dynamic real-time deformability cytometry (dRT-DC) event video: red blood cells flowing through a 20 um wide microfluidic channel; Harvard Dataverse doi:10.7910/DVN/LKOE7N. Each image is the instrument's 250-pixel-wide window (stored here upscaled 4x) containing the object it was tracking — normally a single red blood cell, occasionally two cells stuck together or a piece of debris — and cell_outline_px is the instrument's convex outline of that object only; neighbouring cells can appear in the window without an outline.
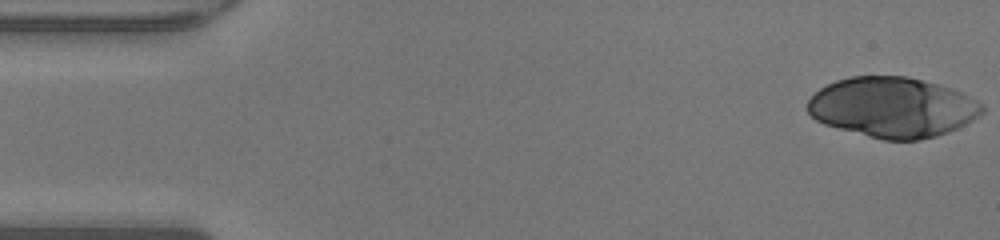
{"species": "human", "species_latin": "Homo sapiens", "temperature_condition": "warm", "stored_images_in_passage": 16, "camera_frame_rate_fps": 3000, "um_per_image_px": 0.085, "donor": {"sex": "male"}, "frame": {"image": 1, "passage_image": 1, "time_ms": 0.0, "image_size_px": [1000, 240], "cell_outline_px": [[984, 112], [972, 120], [948, 132], [936, 136], [920, 140], [884, 140], [824, 124], [816, 120], [808, 112], [808, 100], [820, 88], [836, 80], [852, 76], [908, 76], [936, 84], [960, 92], [984, 104]], "centroid_in_image_um": [75.87, 9.12], "position_along_channel_um": 9.1, "area_um2": 60.81}}